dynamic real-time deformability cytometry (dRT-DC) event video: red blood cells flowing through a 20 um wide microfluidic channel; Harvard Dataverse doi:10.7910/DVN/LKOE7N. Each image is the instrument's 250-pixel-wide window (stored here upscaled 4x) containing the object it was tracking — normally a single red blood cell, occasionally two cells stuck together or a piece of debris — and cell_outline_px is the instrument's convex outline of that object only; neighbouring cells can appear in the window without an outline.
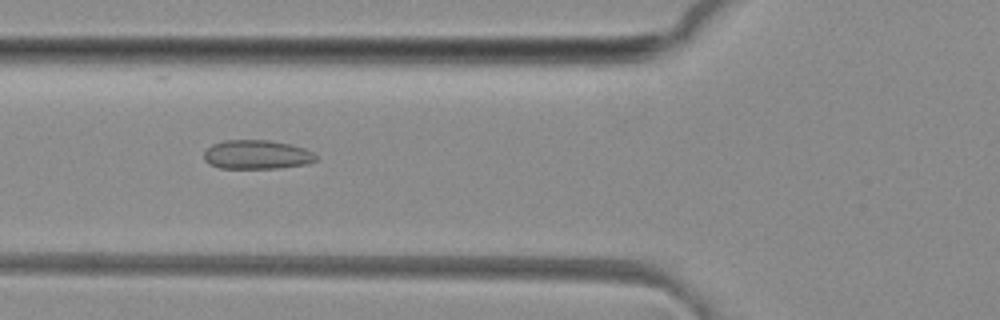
{"species": "common noctule bat (a hibernating species)", "species_latin": "Nyctalus noctula", "temperature_condition": "room temperature", "stored_images_in_passage": 35, "camera_frame_rate_fps": 3000, "um_per_image_px": 0.085, "animal": {"sex": "female", "body_mass_g": 29.2, "forearm_length_mm": 56.3}, "frame": {"image": 1, "passage_image": 4, "time_ms": 1.0, "image_size_px": [1000, 320], "cell_outline_px": [[316, 160], [308, 164], [280, 168], [220, 168], [208, 164], [204, 160], [204, 152], [212, 144], [224, 140], [268, 140], [288, 144], [304, 148], [312, 152], [316, 156]], "centroid_in_image_um": [21.81, 13.15], "position_along_channel_um": 104.0, "area_um2": 18.96}}
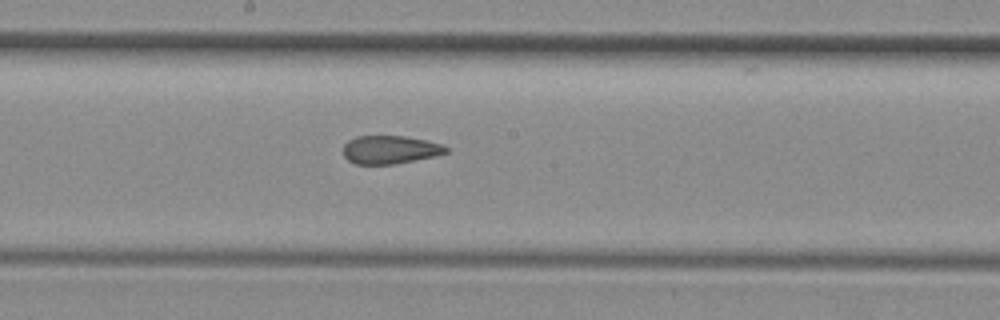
{"frame": {"image": 2, "passage_image": 12, "time_ms": 3.667, "image_size_px": [1000, 320], "cell_outline_px": [[448, 152], [432, 156], [396, 164], [356, 164], [348, 160], [344, 156], [344, 144], [348, 140], [356, 136], [404, 136], [424, 140], [440, 144], [448, 148]], "centroid_in_image_um": [33.11, 12.72], "position_along_channel_um": 215.1, "area_um2": 16.7}}
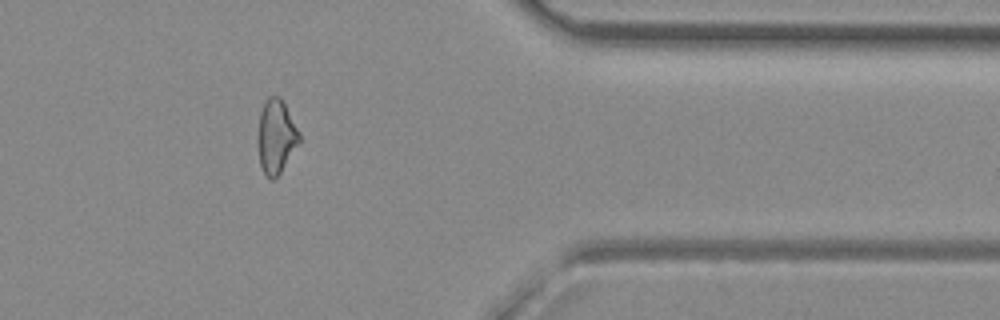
{"frame": {"image": 3, "passage_image": 26, "time_ms": 8.333, "image_size_px": [1000, 320], "cell_outline_px": [[300, 140], [280, 172], [272, 180], [264, 172], [260, 164], [260, 112], [268, 96], [280, 96], [300, 132]], "centroid_in_image_um": [23.5, 11.56], "position_along_channel_um": 387.9, "area_um2": 16.94}, "authors_computed_cell_mechanics": {"area_um2": 17.8024, "velocity_mm_per_s": 4.1537, "shape_relaxation_time_tau1_ms": null, "shape_relaxation_time_tau2_ms": 2.0304, "deformation_change_tau1": null, "deformation_change_tau2": 0.0913}}